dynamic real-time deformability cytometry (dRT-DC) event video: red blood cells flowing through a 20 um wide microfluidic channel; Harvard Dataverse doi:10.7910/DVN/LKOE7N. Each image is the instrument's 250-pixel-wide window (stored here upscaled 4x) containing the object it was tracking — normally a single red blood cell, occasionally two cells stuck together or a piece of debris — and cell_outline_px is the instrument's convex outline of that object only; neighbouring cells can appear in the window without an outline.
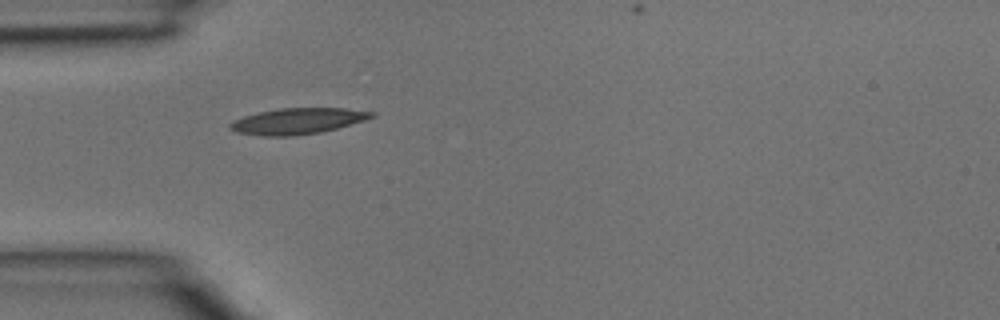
{"species": "common noctule bat (a hibernating species)", "species_latin": "Nyctalus noctula", "temperature_condition": "room temperature", "stored_images_in_passage": 2, "camera_frame_rate_fps": 3000, "um_per_image_px": 0.085, "animal": {"sex": "male", "body_mass_g": 15.6}, "frame": {"image": 1, "passage_image": 1, "time_ms": 0.0, "image_size_px": [1000, 320], "cell_outline_px": [[376, 116], [364, 120], [336, 128], [320, 132], [296, 136], [264, 136], [236, 132], [228, 128], [228, 124], [244, 116], [260, 112], [280, 108], [344, 108], [376, 112]], "centroid_in_image_um": [25.3, 10.29], "position_along_channel_um": 59.7, "area_um2": 21.33}}